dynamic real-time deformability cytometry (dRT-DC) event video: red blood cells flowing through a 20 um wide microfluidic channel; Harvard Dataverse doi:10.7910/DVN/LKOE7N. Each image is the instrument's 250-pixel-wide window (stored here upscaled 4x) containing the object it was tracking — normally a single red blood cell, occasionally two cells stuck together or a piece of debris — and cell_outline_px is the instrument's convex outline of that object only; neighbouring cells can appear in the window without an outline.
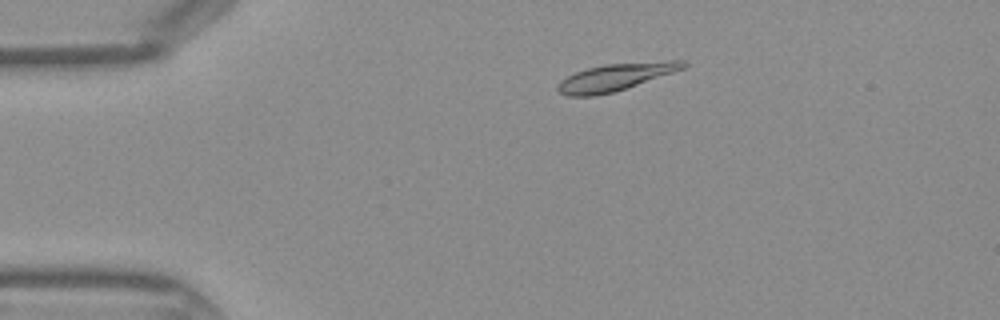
{"species": "Egyptian fruit bat (a non-hibernating species)", "species_latin": "Rousettus aegyptiacus", "temperature_condition": "warm", "stored_images_in_passage": 42, "camera_frame_rate_fps": 3000, "um_per_image_px": 0.085, "frame": {"image": 1, "passage_image": 7, "time_ms": 2.0, "image_size_px": [1000, 320], "cell_outline_px": [[688, 64], [684, 68], [612, 92], [596, 96], [568, 96], [560, 92], [556, 88], [556, 84], [560, 80], [576, 72], [588, 68], [604, 64], [672, 60], [684, 60]], "centroid_in_image_um": [52.27, 6.54], "position_along_channel_um": 32.7, "area_um2": 19.54}}
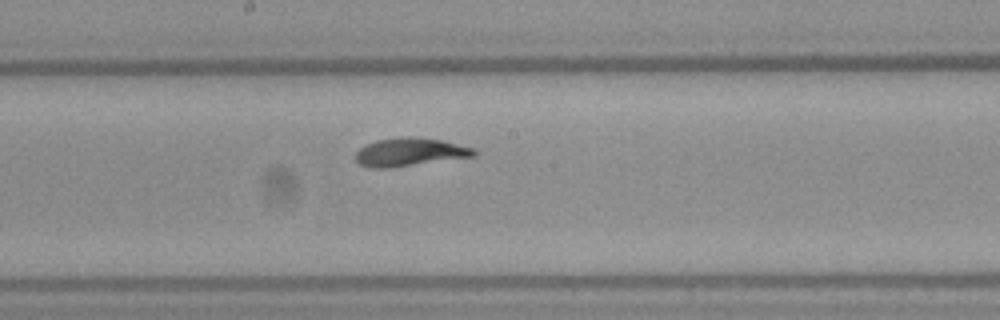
{"frame": {"image": 2, "passage_image": 22, "time_ms": 7.0, "image_size_px": [1000, 320], "cell_outline_px": [[476, 156], [388, 168], [372, 168], [360, 164], [356, 160], [356, 152], [364, 144], [376, 140], [408, 136], [412, 136], [440, 140], [476, 148]], "centroid_in_image_um": [34.83, 12.92], "position_along_channel_um": 213.4, "area_um2": 19.42}}
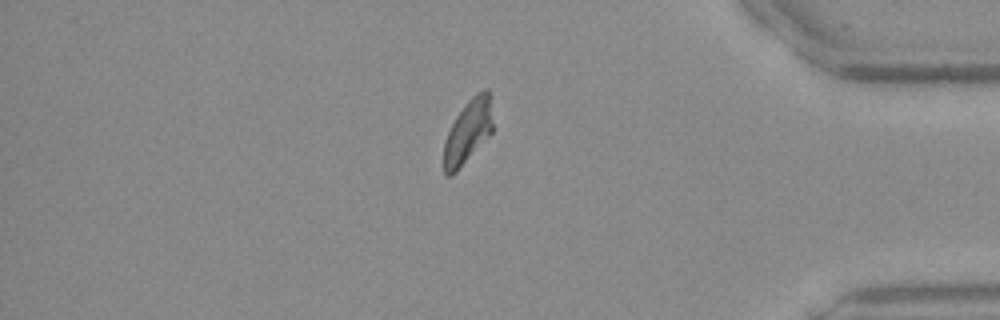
{"frame": {"image": 3, "passage_image": 36, "time_ms": 11.667, "image_size_px": [1000, 320], "cell_outline_px": [[492, 132], [456, 172], [452, 176], [448, 176], [444, 172], [444, 144], [448, 132], [456, 116], [468, 100], [476, 92], [484, 88], [488, 88], [492, 124]], "centroid_in_image_um": [39.76, 11.18], "position_along_channel_um": 395.4, "area_um2": 17.8}}